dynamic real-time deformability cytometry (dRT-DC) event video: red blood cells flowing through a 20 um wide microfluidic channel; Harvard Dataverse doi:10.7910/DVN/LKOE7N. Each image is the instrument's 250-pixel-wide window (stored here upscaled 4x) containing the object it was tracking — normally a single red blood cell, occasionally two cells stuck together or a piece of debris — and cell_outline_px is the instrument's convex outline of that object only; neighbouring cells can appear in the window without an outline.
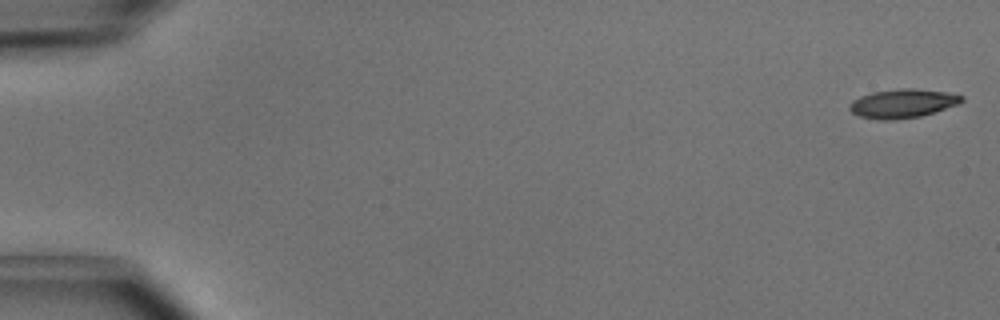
{"species": "common noctule bat (a hibernating species)", "species_latin": "Nyctalus noctula", "temperature_condition": "cold", "stored_images_in_passage": 50, "camera_frame_rate_fps": 3000, "um_per_image_px": 0.085, "animal": {"sex": "male", "body_mass_g": 15.6}, "frame": {"image": 1, "passage_image": 1, "time_ms": 0.0, "image_size_px": [1000, 320], "cell_outline_px": [[964, 100], [960, 104], [920, 116], [892, 120], [880, 120], [860, 116], [852, 112], [848, 108], [848, 104], [852, 100], [860, 96], [872, 92], [900, 88], [912, 88], [944, 92], [964, 96]], "centroid_in_image_um": [76.7, 8.79], "position_along_channel_um": 8.3, "area_um2": 18.84}}
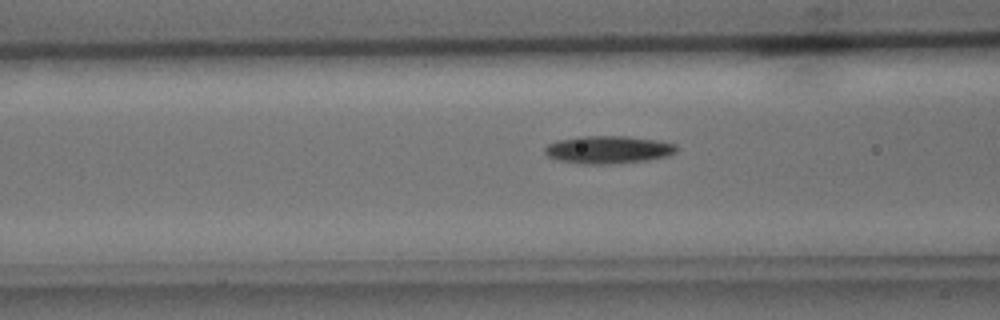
{"frame": {"image": 2, "passage_image": 20, "time_ms": 6.333, "image_size_px": [1000, 320], "cell_outline_px": [[676, 152], [668, 156], [648, 160], [608, 164], [580, 164], [556, 160], [548, 156], [544, 152], [544, 148], [548, 144], [556, 140], [576, 136], [628, 136], [656, 140], [676, 144]], "centroid_in_image_um": [51.65, 12.72], "position_along_channel_um": 114.9, "area_um2": 21.5}}
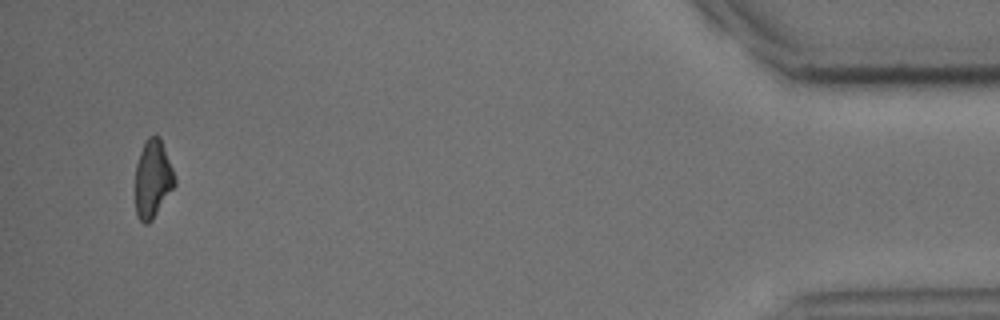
{"frame": {"image": 3, "passage_image": 48, "time_ms": 15.667, "image_size_px": [1000, 320], "cell_outline_px": [[176, 184], [152, 220], [148, 224], [144, 224], [136, 216], [136, 164], [144, 140], [148, 136], [156, 132], [160, 136], [172, 168], [176, 180]], "centroid_in_image_um": [12.98, 15.17], "position_along_channel_um": 422.2, "area_um2": 18.03}, "authors_computed_cell_mechanics": {"area_um2": 19.2474, "velocity_mm_per_s": 4.0632, "shape_relaxation_time_tau1_ms": 4.2952, "shape_relaxation_time_tau2_ms": null, "deformation_change_tau1": 0.1366, "deformation_change_tau2": null}}